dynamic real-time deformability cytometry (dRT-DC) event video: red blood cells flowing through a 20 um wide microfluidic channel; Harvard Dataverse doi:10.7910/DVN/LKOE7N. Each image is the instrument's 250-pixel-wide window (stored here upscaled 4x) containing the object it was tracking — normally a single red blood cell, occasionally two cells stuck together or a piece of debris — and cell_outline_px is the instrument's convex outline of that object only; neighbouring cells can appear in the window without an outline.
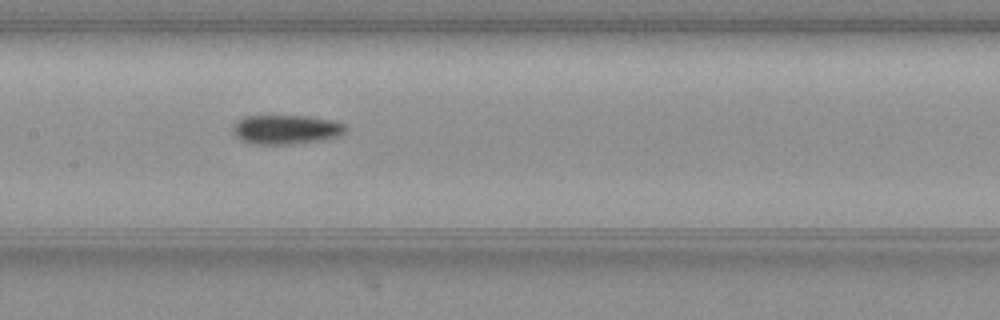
{"species": "common noctule bat (a hibernating species)", "species_latin": "Nyctalus noctula", "temperature_condition": "warm", "stored_images_in_passage": 41, "camera_frame_rate_fps": 3000, "um_per_image_px": 0.085, "animal": {"sex": "female", "body_mass_g": 19.3, "forearm_length_mm": 54.1}, "frame": {"image": 1, "passage_image": 14, "time_ms": 4.333, "image_size_px": [1000, 320], "cell_outline_px": [[348, 128], [344, 132], [336, 136], [324, 140], [288, 144], [256, 144], [240, 140], [232, 132], [232, 128], [236, 120], [244, 116], [304, 116], [332, 120], [344, 124]], "centroid_in_image_um": [24.28, 11.0], "position_along_channel_um": 183.1, "area_um2": 19.19}}
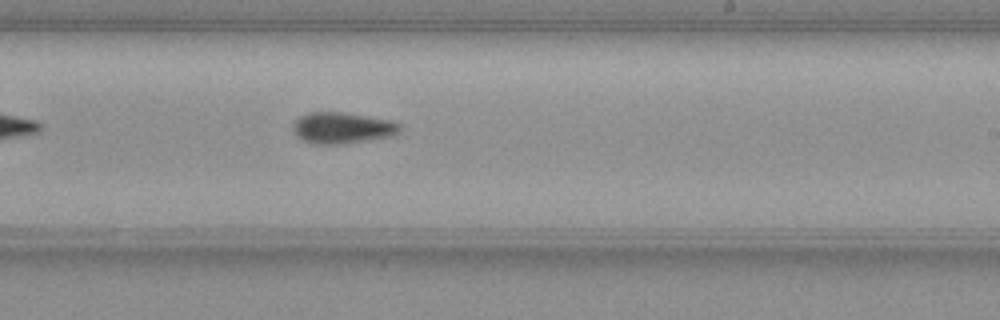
{"frame": {"image": 2, "passage_image": 20, "time_ms": 6.333, "image_size_px": [1000, 320], "cell_outline_px": [[400, 132], [388, 136], [348, 144], [312, 144], [296, 136], [292, 128], [296, 120], [300, 116], [308, 112], [344, 112], [392, 120], [400, 124]], "centroid_in_image_um": [29.08, 10.87], "position_along_channel_um": 259.9, "area_um2": 19.54}}
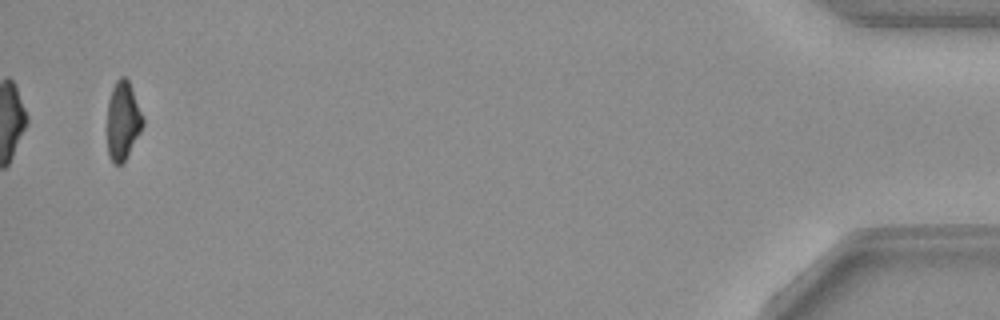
{"frame": {"image": 3, "passage_image": 40, "time_ms": 13.0, "image_size_px": [1000, 320], "cell_outline_px": [[144, 124], [140, 132], [124, 160], [120, 164], [112, 164], [108, 156], [108, 100], [112, 88], [116, 80], [120, 76], [124, 76], [128, 80], [144, 116]], "centroid_in_image_um": [10.44, 10.23], "position_along_channel_um": 424.8, "area_um2": 16.18}, "authors_computed_cell_mechanics": {"area_um2": 18.8428, "velocity_mm_per_s": 3.8635, "shape_relaxation_time_tau1_ms": 6.2145, "shape_relaxation_time_tau2_ms": 7.7006, "deformation_change_tau1": 0.1794, "deformation_change_tau2": 0.1236}}